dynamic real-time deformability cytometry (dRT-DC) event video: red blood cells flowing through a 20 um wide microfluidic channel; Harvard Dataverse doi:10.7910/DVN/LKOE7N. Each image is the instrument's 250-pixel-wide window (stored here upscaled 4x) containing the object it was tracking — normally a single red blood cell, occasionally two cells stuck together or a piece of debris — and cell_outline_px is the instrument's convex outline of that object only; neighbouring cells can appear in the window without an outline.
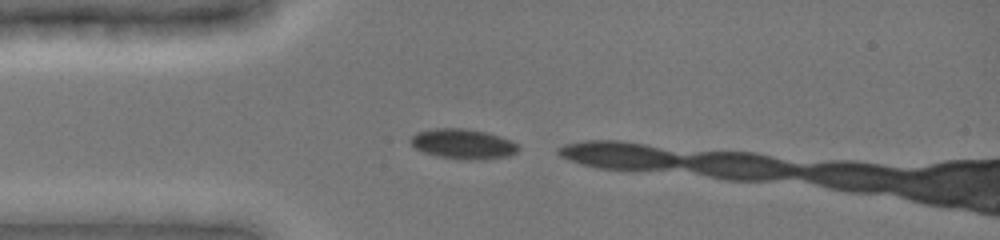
{"species": "common noctule bat (a hibernating species)", "species_latin": "Nyctalus noctula", "temperature_condition": "cold", "stored_images_in_passage": 2, "camera_frame_rate_fps": 3000, "um_per_image_px": 0.085, "animal": {"sex": "female", "body_mass_g": 19.0, "forearm_length_mm": 51.5}, "frame": {"image": 1, "passage_image": 1, "time_ms": 0.0, "image_size_px": [1000, 240], "cell_outline_px": [[520, 148], [516, 152], [508, 156], [484, 160], [460, 160], [436, 156], [424, 152], [416, 148], [408, 140], [416, 132], [436, 128], [464, 128], [484, 132], [500, 136], [512, 140], [520, 144]], "centroid_in_image_um": [39.38, 12.25], "position_along_channel_um": 45.6, "area_um2": 19.13}}